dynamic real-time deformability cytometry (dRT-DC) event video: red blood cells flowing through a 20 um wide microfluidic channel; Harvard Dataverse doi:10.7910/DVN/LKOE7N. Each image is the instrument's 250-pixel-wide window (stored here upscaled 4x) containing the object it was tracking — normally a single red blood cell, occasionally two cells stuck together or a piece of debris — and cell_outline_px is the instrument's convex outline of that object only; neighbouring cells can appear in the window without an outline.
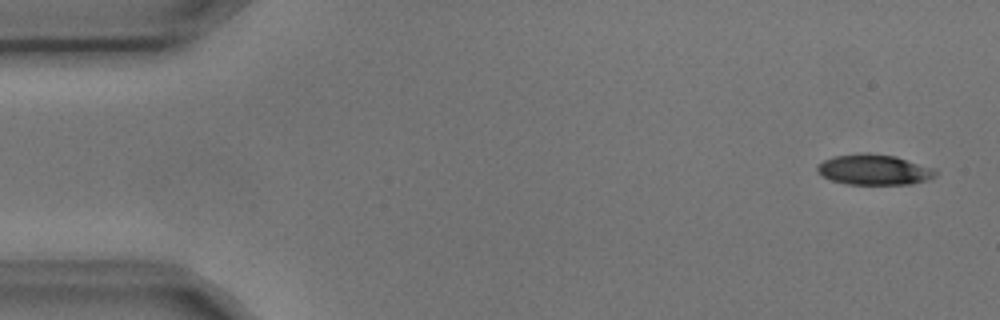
{"species": "common noctule bat (a hibernating species)", "species_latin": "Nyctalus noctula", "temperature_condition": "cold", "stored_images_in_passage": 3, "camera_frame_rate_fps": 3000, "um_per_image_px": 0.085, "animal": {"sex": "male", "body_mass_g": 17.9, "forearm_length_mm": 54.2}, "frame": {"image": 1, "passage_image": 1, "time_ms": 0.0, "image_size_px": [1000, 320], "cell_outline_px": [[936, 176], [928, 180], [912, 184], [844, 184], [832, 180], [816, 172], [816, 164], [832, 156], [860, 152], [868, 152], [896, 156], [936, 168]], "centroid_in_image_um": [74.29, 14.4], "position_along_channel_um": 10.7, "area_um2": 21.44}}